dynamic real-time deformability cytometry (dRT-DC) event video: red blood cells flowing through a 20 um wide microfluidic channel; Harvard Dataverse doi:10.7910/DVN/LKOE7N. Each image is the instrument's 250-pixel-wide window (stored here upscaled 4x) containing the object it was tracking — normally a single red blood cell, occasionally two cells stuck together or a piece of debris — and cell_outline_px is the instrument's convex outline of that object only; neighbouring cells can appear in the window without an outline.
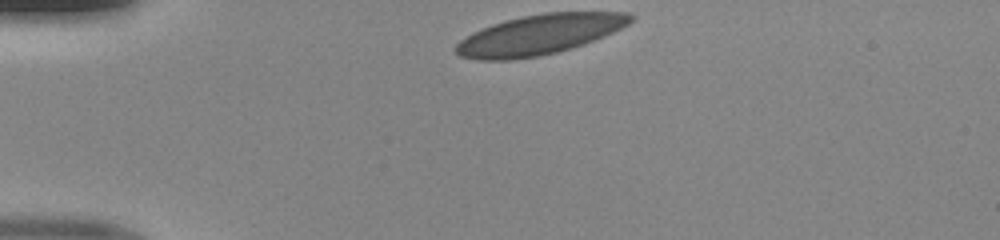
{"species": "human", "species_latin": "Homo sapiens", "temperature_condition": "room temperature", "stored_images_in_passage": 31, "camera_frame_rate_fps": 3000, "um_per_image_px": 0.085, "donor": {"sex": "male"}, "frame": {"image": 1, "passage_image": 1, "time_ms": 0.0, "image_size_px": [1000, 240], "cell_outline_px": [[632, 20], [628, 24], [604, 36], [584, 44], [572, 48], [540, 56], [508, 60], [476, 60], [460, 56], [452, 48], [460, 40], [492, 24], [504, 20], [544, 12], [628, 12], [632, 16]], "centroid_in_image_um": [45.83, 2.95], "position_along_channel_um": 39.2, "area_um2": 40.46}}
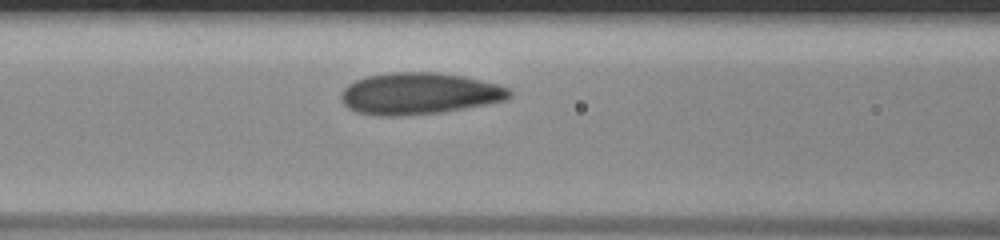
{"frame": {"image": 2, "passage_image": 11, "time_ms": 3.333, "image_size_px": [1000, 240], "cell_outline_px": [[512, 96], [508, 100], [444, 112], [404, 116], [376, 116], [356, 112], [348, 108], [344, 104], [340, 96], [344, 88], [348, 84], [356, 80], [368, 76], [392, 72], [436, 72], [464, 76], [500, 84], [508, 88], [512, 92]], "centroid_in_image_um": [35.66, 7.96], "position_along_channel_um": 130.9, "area_um2": 41.33}}
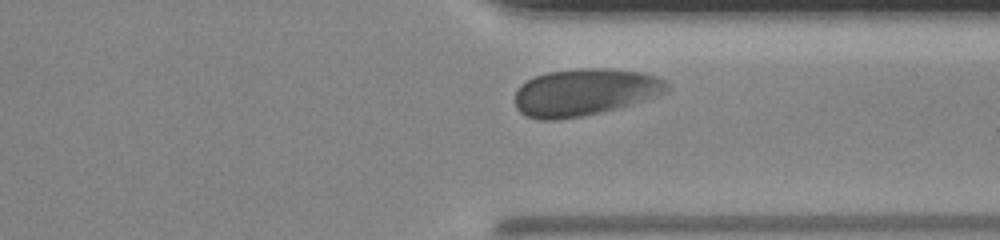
{"frame": {"image": 3, "passage_image": 28, "time_ms": 9.0, "image_size_px": [1000, 240], "cell_outline_px": [[668, 92], [616, 108], [600, 112], [580, 116], [556, 120], [540, 120], [528, 116], [520, 112], [516, 108], [516, 92], [520, 84], [536, 76], [548, 72], [580, 68], [608, 68], [640, 72], [656, 76], [664, 80], [668, 84]], "centroid_in_image_um": [49.68, 7.83], "position_along_channel_um": 361.7, "area_um2": 41.33}}